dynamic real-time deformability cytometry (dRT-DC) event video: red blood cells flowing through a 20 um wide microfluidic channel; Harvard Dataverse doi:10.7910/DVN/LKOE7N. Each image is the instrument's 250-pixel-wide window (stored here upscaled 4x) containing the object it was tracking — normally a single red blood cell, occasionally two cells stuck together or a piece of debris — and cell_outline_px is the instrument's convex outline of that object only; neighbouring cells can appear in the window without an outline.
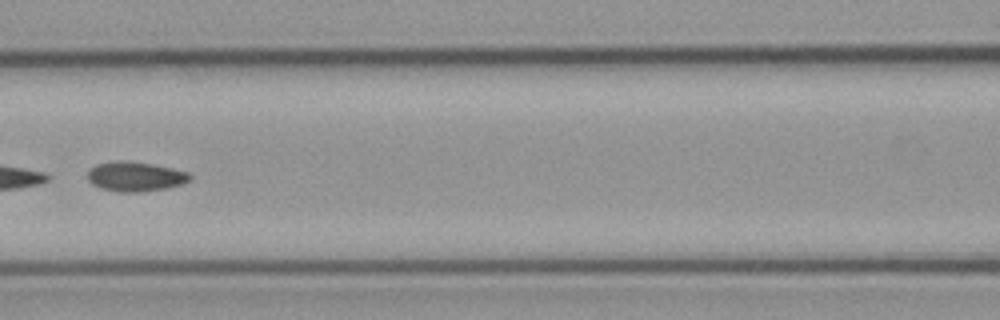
{"species": "common noctule bat (a hibernating species)", "species_latin": "Nyctalus noctula", "temperature_condition": "cold", "stored_images_in_passage": 5, "camera_frame_rate_fps": 3000, "um_per_image_px": 0.085, "animal": {"sex": "male", "body_mass_g": 23.1, "forearm_length_mm": 52.7}, "frame": {"image": 1, "passage_image": 5, "time_ms": 5.667, "image_size_px": [1000, 320], "cell_outline_px": [[192, 176], [188, 180], [180, 184], [168, 188], [140, 192], [120, 192], [100, 188], [92, 184], [88, 180], [88, 168], [96, 164], [112, 160], [128, 160], [152, 164], [172, 168], [188, 172]], "centroid_in_image_um": [11.45, 14.99], "position_along_channel_um": 155.2, "area_um2": 17.86}}